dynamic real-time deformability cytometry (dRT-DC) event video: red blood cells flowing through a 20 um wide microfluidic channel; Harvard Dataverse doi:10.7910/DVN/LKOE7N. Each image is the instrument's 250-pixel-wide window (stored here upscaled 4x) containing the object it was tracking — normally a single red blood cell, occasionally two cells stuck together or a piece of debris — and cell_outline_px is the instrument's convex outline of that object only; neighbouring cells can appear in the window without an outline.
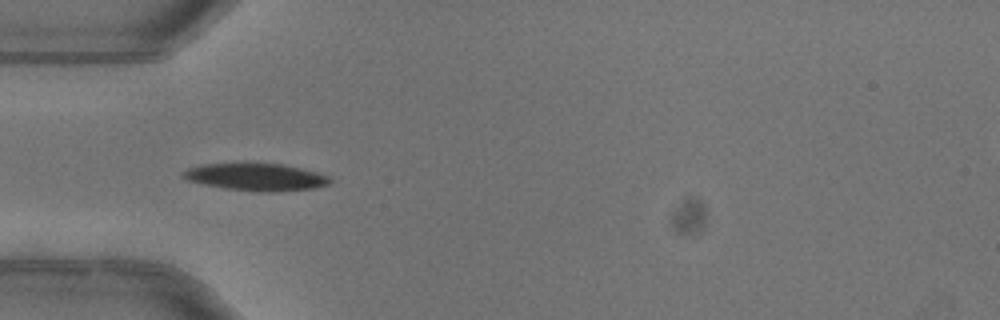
{"species": "common noctule bat (a hibernating species)", "species_latin": "Nyctalus noctula", "temperature_condition": "warm", "stored_images_in_passage": 5, "camera_frame_rate_fps": 3000, "um_per_image_px": 0.085, "animal": {"sex": "female"}, "frame": {"image": 1, "passage_image": 3, "time_ms": 0.667, "image_size_px": [1000, 320], "cell_outline_px": [[332, 184], [316, 188], [272, 192], [260, 192], [224, 188], [188, 180], [180, 176], [180, 172], [188, 168], [200, 164], [244, 160], [284, 164], [316, 172], [328, 176], [332, 180]], "centroid_in_image_um": [21.72, 14.99], "position_along_channel_um": 63.3, "area_um2": 24.51}}